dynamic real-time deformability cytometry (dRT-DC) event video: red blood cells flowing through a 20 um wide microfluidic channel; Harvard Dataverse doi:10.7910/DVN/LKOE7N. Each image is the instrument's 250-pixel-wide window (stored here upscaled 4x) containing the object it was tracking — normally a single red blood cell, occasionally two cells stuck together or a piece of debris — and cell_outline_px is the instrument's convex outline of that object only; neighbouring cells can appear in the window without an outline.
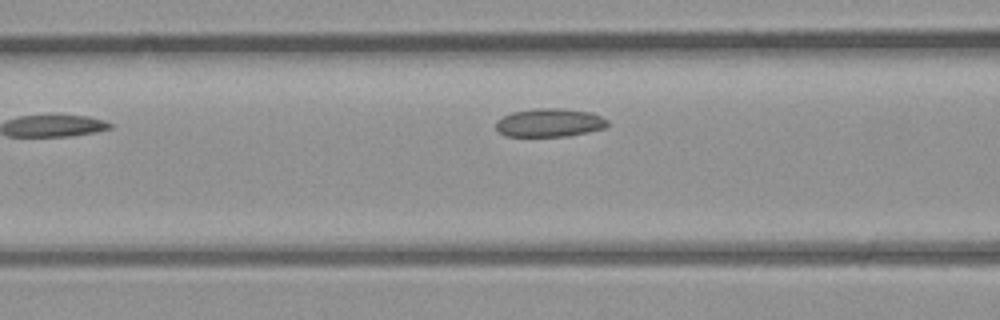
{"species": "common noctule bat (a hibernating species)", "species_latin": "Nyctalus noctula", "temperature_condition": "room temperature", "stored_images_in_passage": 5, "camera_frame_rate_fps": 3000, "um_per_image_px": 0.085, "animal": {"sex": "male", "body_mass_g": 23.1, "forearm_length_mm": 52.7}, "frame": {"image": 1, "passage_image": 5, "time_ms": 5.333, "image_size_px": [1000, 320], "cell_outline_px": [[608, 124], [604, 128], [588, 132], [568, 136], [504, 136], [496, 128], [496, 120], [512, 112], [536, 108], [560, 108], [588, 112], [600, 116], [608, 120]], "centroid_in_image_um": [46.69, 10.43], "position_along_channel_um": 119.9, "area_um2": 18.38}}